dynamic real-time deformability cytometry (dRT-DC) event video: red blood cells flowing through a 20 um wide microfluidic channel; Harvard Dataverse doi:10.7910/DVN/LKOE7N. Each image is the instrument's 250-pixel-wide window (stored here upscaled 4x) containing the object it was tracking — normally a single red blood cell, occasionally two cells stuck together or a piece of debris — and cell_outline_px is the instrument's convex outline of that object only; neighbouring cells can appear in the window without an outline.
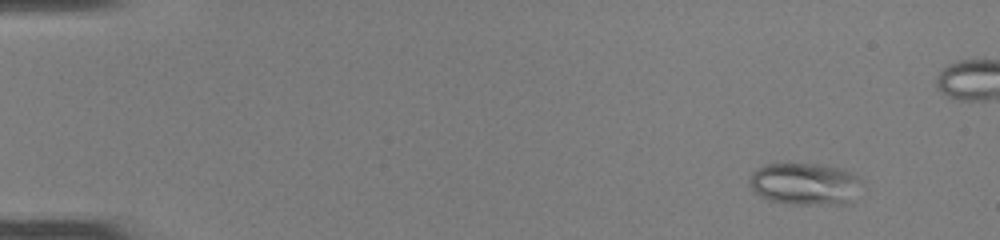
{"species": "common noctule bat (a hibernating species)", "species_latin": "Nyctalus noctula", "temperature_condition": "room temperature", "stored_images_in_passage": 51, "camera_frame_rate_fps": 3000, "um_per_image_px": 0.085, "animal": {"sex": "female", "body_mass_g": 22.0, "forearm_length_mm": 56.7}, "frame": {"image": 1, "passage_image": 5, "time_ms": 1.333, "image_size_px": [1000, 240], "cell_outline_px": [[860, 180], [848, 204], [788, 204], [768, 200], [752, 192], [748, 184], [748, 176], [752, 172], [768, 164], [820, 164], [840, 168], [852, 172]], "centroid_in_image_um": [68.31, 15.63], "position_along_channel_um": 16.7, "area_um2": 27.4}}
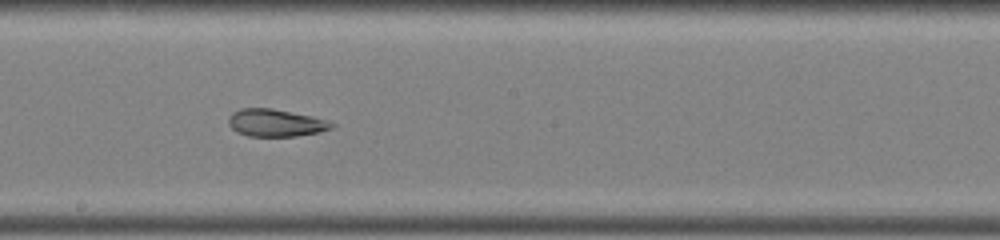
{"frame": {"image": 2, "passage_image": 29, "time_ms": 9.333, "image_size_px": [1000, 240], "cell_outline_px": [[336, 124], [332, 128], [320, 132], [296, 136], [248, 136], [236, 132], [228, 124], [228, 116], [232, 112], [240, 108], [272, 108], [312, 116], [328, 120]], "centroid_in_image_um": [23.42, 10.44], "position_along_channel_um": 224.8, "area_um2": 16.65}}
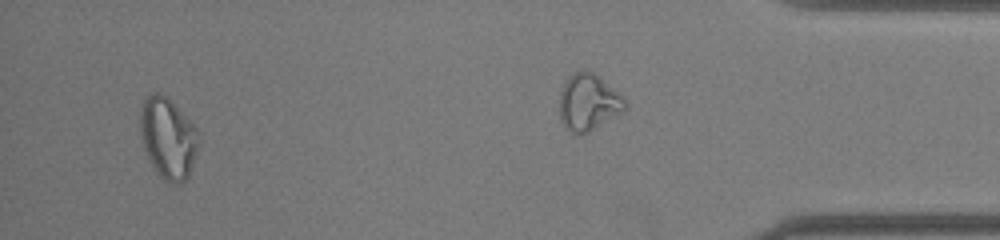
{"frame": {"image": 3, "passage_image": 48, "time_ms": 15.667, "image_size_px": [1000, 240], "cell_outline_px": [[200, 140], [188, 176], [180, 184], [172, 184], [160, 176], [152, 168], [144, 148], [140, 132], [140, 112], [144, 100], [152, 92], [160, 92], [200, 132]], "centroid_in_image_um": [14.27, 11.77], "position_along_channel_um": 420.9, "area_um2": 27.17}, "authors_computed_cell_mechanics": {"area_um2": 23.698, "velocity_mm_per_s": 4.1385, "shape_relaxation_time_tau1_ms": null, "shape_relaxation_time_tau2_ms": 1.9538, "deformation_change_tau1": null, "deformation_change_tau2": 0.0437}}